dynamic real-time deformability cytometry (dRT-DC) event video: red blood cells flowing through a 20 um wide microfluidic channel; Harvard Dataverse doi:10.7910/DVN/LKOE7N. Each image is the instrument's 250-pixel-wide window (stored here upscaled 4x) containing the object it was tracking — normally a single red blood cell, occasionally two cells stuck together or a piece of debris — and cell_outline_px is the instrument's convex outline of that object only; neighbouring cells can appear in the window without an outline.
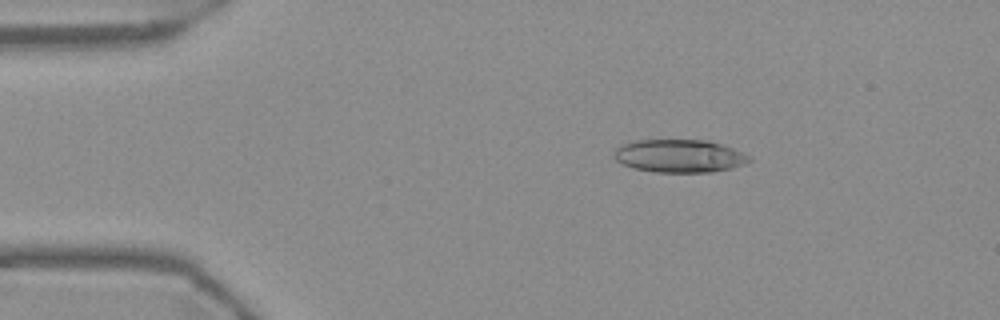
{"species": "Egyptian fruit bat (a non-hibernating species)", "species_latin": "Rousettus aegyptiacus", "temperature_condition": "warm", "stored_images_in_passage": 51, "camera_frame_rate_fps": 3000, "um_per_image_px": 0.085, "frame": {"image": 1, "passage_image": 6, "time_ms": 1.667, "image_size_px": [1000, 320], "cell_outline_px": [[752, 160], [744, 164], [732, 168], [712, 172], [656, 172], [632, 168], [616, 160], [612, 156], [612, 152], [616, 148], [624, 144], [636, 140], [708, 140], [732, 148], [752, 156]], "centroid_in_image_um": [57.75, 13.26], "position_along_channel_um": 27.3, "area_um2": 26.07}}
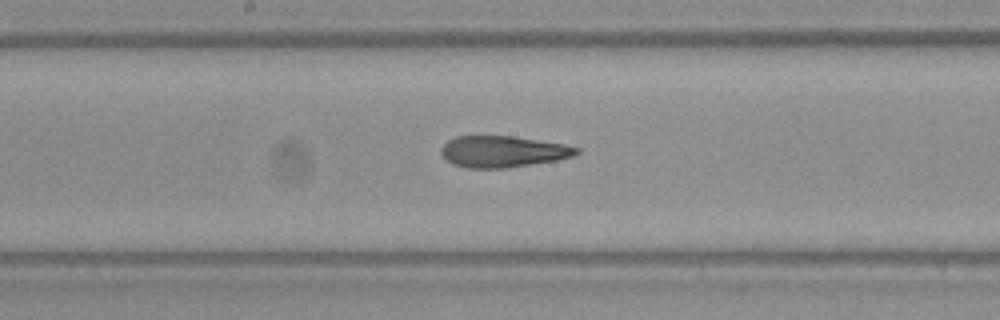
{"frame": {"image": 2, "passage_image": 25, "time_ms": 8.0, "image_size_px": [1000, 320], "cell_outline_px": [[580, 152], [576, 156], [556, 160], [504, 168], [468, 168], [452, 164], [440, 152], [440, 148], [448, 140], [456, 136], [512, 136], [564, 144], [580, 148]], "centroid_in_image_um": [42.75, 12.88], "position_along_channel_um": 205.4, "area_um2": 24.68}}
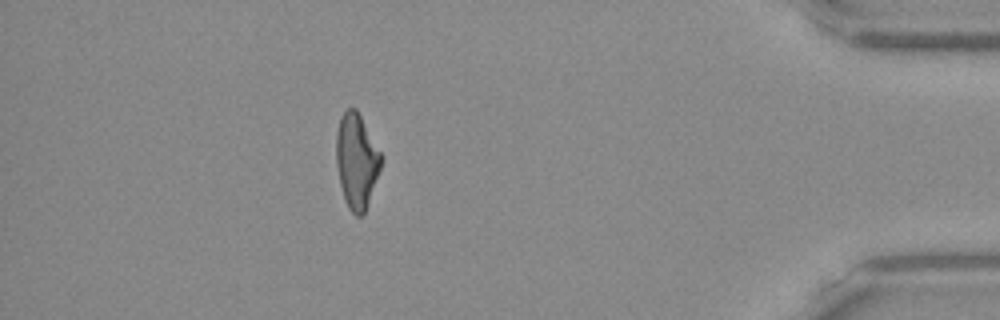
{"frame": {"image": 3, "passage_image": 45, "time_ms": 14.667, "image_size_px": [1000, 320], "cell_outline_px": [[384, 160], [364, 212], [360, 216], [356, 216], [348, 208], [344, 200], [340, 184], [336, 164], [336, 132], [340, 116], [348, 108], [356, 108], [380, 152]], "centroid_in_image_um": [30.29, 13.67], "position_along_channel_um": 404.9, "area_um2": 24.68}, "authors_computed_cell_mechanics": {"area_um2": 25.432, "velocity_mm_per_s": 3.7317, "shape_relaxation_time_tau1_ms": null, "shape_relaxation_time_tau2_ms": 2.435, "deformation_change_tau1": null, "deformation_change_tau2": 0.1291}}